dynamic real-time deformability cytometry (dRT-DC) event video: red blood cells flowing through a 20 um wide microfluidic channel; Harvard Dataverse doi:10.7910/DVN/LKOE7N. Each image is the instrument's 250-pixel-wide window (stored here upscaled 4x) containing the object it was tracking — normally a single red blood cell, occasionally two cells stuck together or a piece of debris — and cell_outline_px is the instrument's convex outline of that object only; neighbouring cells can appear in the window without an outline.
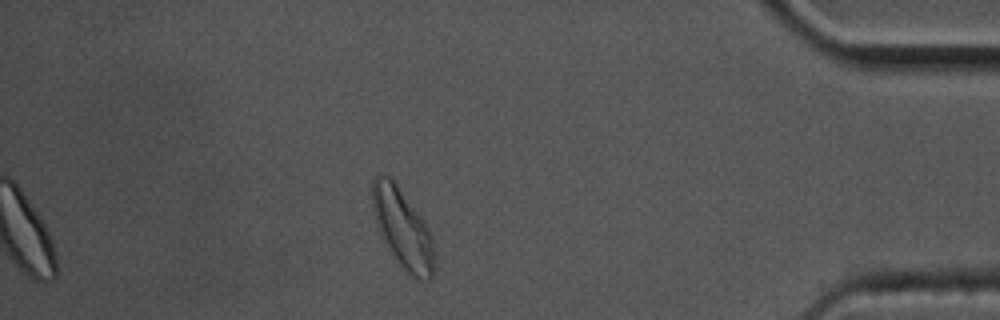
{"species": "common noctule bat (a hibernating species)", "species_latin": "Nyctalus noctula", "temperature_condition": "cold", "stored_images_in_passage": 47, "segment_of_instrument_passage": [2, 2], "camera_frame_rate_fps": 3000, "um_per_image_px": 0.085, "animal": {"sex": "male", "body_mass_g": 17.5, "forearm_length_mm": 52.3}, "frame": {"image": 1, "passage_image": 47, "time_ms": 15.333, "image_size_px": [1000, 320], "cell_outline_px": [[432, 280], [420, 280], [412, 276], [400, 264], [384, 240], [376, 224], [372, 212], [372, 180], [380, 172], [392, 176], [420, 216], [428, 228], [432, 236]], "centroid_in_image_um": [34.18, 19.32], "position_along_channel_um": 401.0, "area_um2": 28.15}}